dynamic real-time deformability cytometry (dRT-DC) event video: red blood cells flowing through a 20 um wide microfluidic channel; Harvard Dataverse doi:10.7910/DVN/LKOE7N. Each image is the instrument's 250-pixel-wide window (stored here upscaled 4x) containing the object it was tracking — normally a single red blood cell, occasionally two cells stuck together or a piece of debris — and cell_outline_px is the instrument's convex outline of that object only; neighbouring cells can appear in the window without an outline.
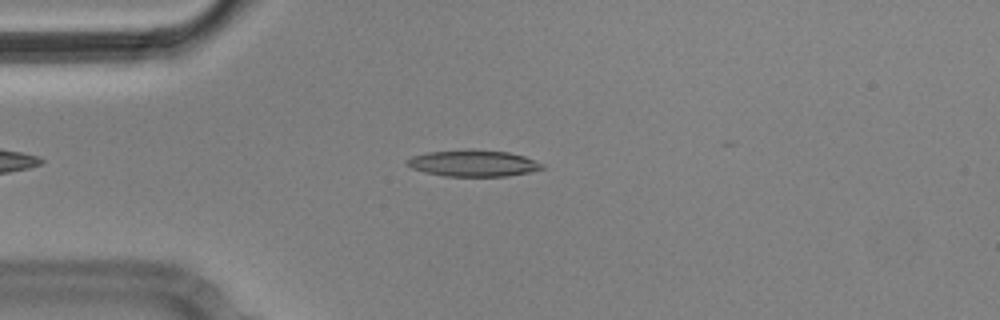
{"species": "Egyptian fruit bat (a non-hibernating species)", "species_latin": "Rousettus aegyptiacus", "temperature_condition": "cold", "stored_images_in_passage": 25, "camera_frame_rate_fps": 3000, "um_per_image_px": 0.085, "animal": {"sex": "male"}, "frame": {"image": 1, "passage_image": 11, "time_ms": 3.333, "image_size_px": [1000, 320], "cell_outline_px": [[544, 168], [528, 172], [508, 176], [444, 176], [424, 172], [412, 168], [404, 164], [404, 160], [412, 156], [428, 152], [468, 148], [476, 148], [508, 152], [524, 156], [544, 164]], "centroid_in_image_um": [40.18, 13.86], "position_along_channel_um": 44.8, "area_um2": 21.21}}
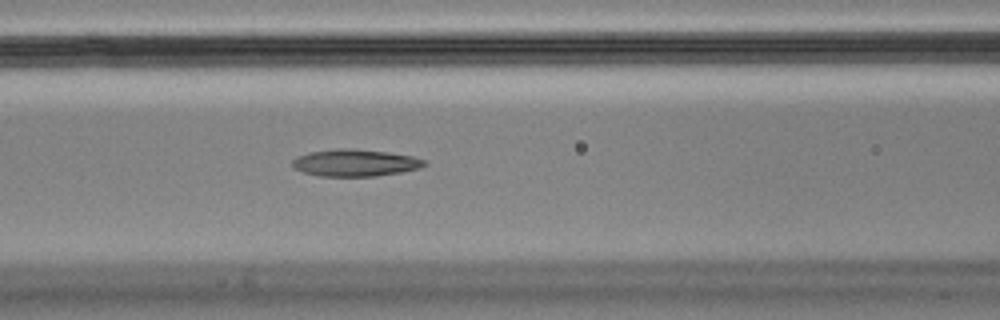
{"frame": {"image": 2, "passage_image": 20, "time_ms": 6.333, "image_size_px": [1000, 320], "cell_outline_px": [[428, 164], [420, 168], [400, 172], [376, 176], [320, 176], [304, 172], [296, 168], [292, 164], [292, 160], [296, 156], [308, 152], [336, 148], [348, 148], [388, 152], [412, 156], [424, 160]], "centroid_in_image_um": [30.18, 13.83], "position_along_channel_um": 136.4, "area_um2": 20.75}}